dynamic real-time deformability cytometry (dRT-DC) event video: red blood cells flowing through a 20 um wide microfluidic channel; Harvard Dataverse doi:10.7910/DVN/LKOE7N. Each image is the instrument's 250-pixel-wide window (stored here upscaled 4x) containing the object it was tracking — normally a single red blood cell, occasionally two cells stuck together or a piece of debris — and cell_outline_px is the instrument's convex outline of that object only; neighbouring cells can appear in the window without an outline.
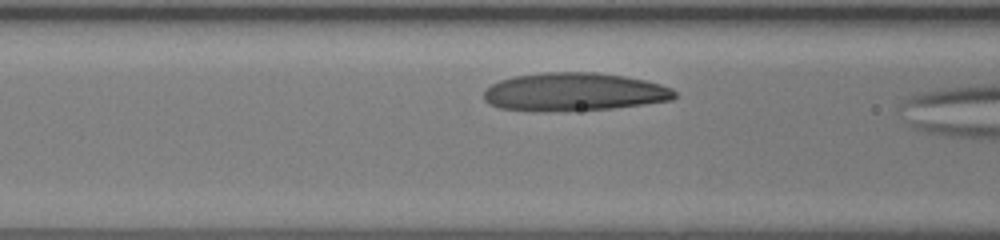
{"species": "human", "species_latin": "Homo sapiens", "temperature_condition": "room temperature", "stored_images_in_passage": 20, "camera_frame_rate_fps": 3000, "um_per_image_px": 0.085, "donor": {"sex": "female"}, "frame": {"image": 1, "passage_image": 3, "time_ms": 0.667, "image_size_px": [1000, 240], "cell_outline_px": [[676, 96], [672, 100], [644, 104], [612, 108], [548, 112], [536, 112], [500, 108], [488, 104], [484, 100], [484, 92], [492, 84], [500, 80], [512, 76], [544, 72], [596, 72], [624, 76], [644, 80], [660, 84], [672, 88], [676, 92]], "centroid_in_image_um": [48.77, 7.82], "position_along_channel_um": 117.8, "area_um2": 42.77}}
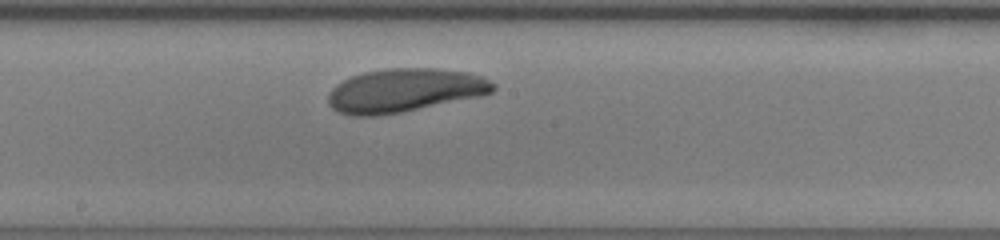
{"frame": {"image": 2, "passage_image": 10, "time_ms": 3.0, "image_size_px": [1000, 240], "cell_outline_px": [[496, 88], [492, 92], [480, 96], [400, 112], [376, 116], [352, 116], [336, 112], [328, 104], [328, 92], [336, 84], [352, 76], [364, 72], [388, 68], [432, 68], [468, 72], [484, 76], [496, 84]], "centroid_in_image_um": [34.38, 7.68], "position_along_channel_um": 213.8, "area_um2": 41.96}}
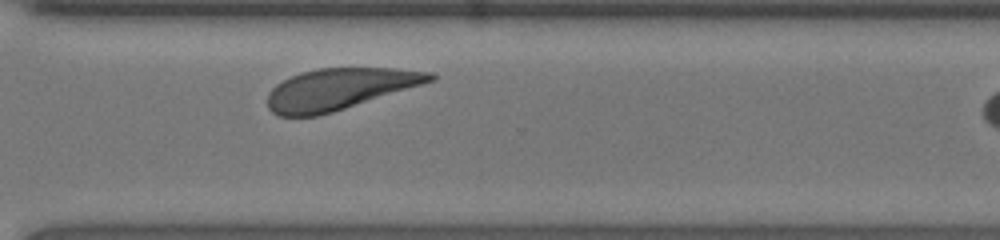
{"frame": {"image": 3, "passage_image": 19, "time_ms": 6.0, "image_size_px": [1000, 240], "cell_outline_px": [[436, 80], [332, 112], [316, 116], [280, 116], [272, 112], [268, 108], [268, 92], [276, 84], [300, 72], [316, 68], [392, 68], [432, 72], [436, 76]], "centroid_in_image_um": [28.84, 7.56], "position_along_channel_um": 341.8, "area_um2": 38.84}}